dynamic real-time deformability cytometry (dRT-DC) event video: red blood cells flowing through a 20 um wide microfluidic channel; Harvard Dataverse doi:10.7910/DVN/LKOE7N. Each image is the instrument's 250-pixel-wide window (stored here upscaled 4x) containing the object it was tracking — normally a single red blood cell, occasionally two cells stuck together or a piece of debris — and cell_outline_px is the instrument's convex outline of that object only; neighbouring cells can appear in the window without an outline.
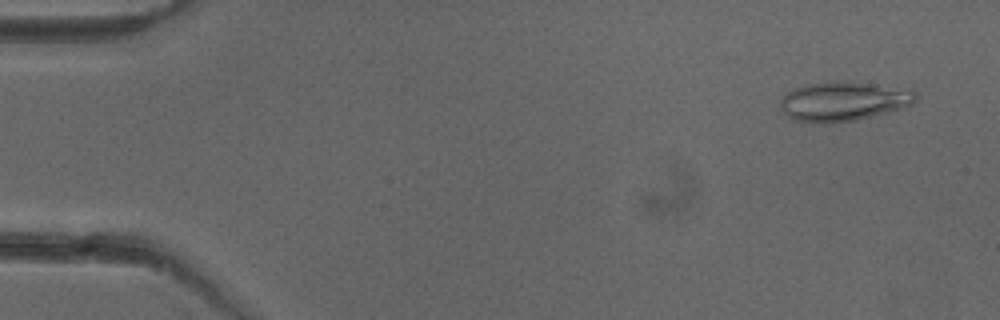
{"species": "common noctule bat (a hibernating species)", "species_latin": "Nyctalus noctula", "temperature_condition": "cold", "stored_images_in_passage": 13, "camera_frame_rate_fps": 3000, "um_per_image_px": 0.085, "animal": {"sex": "female"}, "frame": {"image": 1, "passage_image": 3, "time_ms": 0.667, "image_size_px": [1000, 320], "cell_outline_px": [[916, 100], [908, 108], [856, 120], [832, 124], [824, 124], [796, 120], [788, 116], [780, 108], [780, 100], [792, 88], [804, 84], [824, 80], [848, 80], [912, 88], [916, 92]], "centroid_in_image_um": [71.75, 8.58], "position_along_channel_um": 13.2, "area_um2": 32.37}}